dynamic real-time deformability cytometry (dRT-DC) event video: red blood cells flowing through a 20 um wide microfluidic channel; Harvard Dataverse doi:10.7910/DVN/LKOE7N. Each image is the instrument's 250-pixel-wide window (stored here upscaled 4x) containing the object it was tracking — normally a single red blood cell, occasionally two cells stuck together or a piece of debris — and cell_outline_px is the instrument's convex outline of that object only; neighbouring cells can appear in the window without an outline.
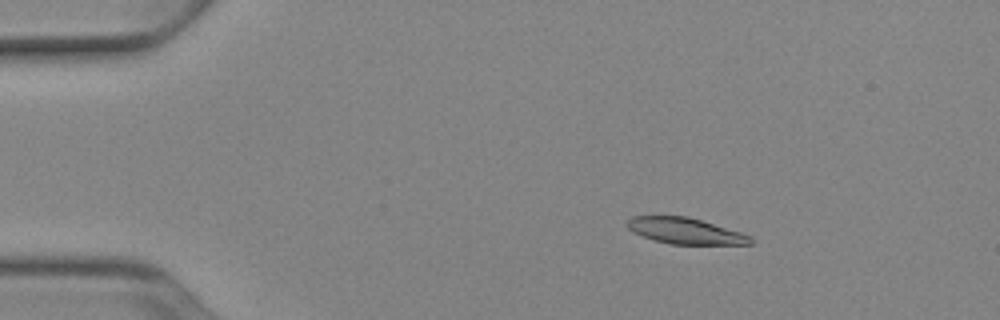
{"species": "Egyptian fruit bat (a non-hibernating species)", "species_latin": "Rousettus aegyptiacus", "temperature_condition": "cold", "stored_images_in_passage": 25, "camera_frame_rate_fps": 3000, "um_per_image_px": 0.085, "animal": {"sex": "female"}, "frame": {"image": 1, "passage_image": 8, "time_ms": 2.333, "image_size_px": [1000, 320], "cell_outline_px": [[752, 244], [672, 244], [640, 236], [632, 232], [624, 224], [632, 216], [688, 216], [740, 232], [752, 236]], "centroid_in_image_um": [58.21, 19.62], "position_along_channel_um": 26.8, "area_um2": 18.67}}
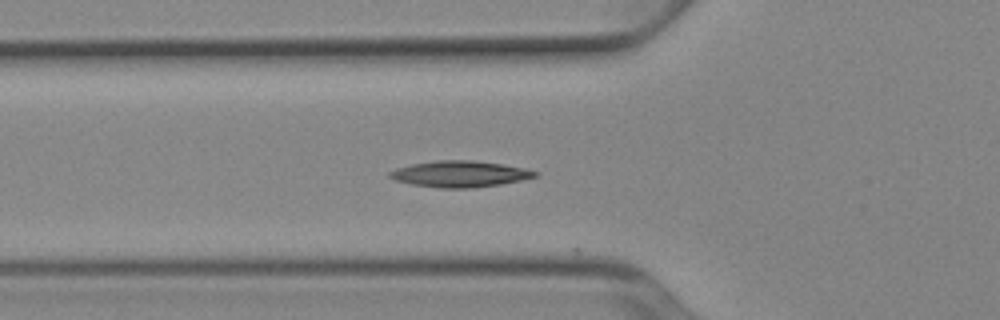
{"frame": {"image": 2, "passage_image": 18, "time_ms": 5.667, "image_size_px": [1000, 320], "cell_outline_px": [[536, 176], [520, 180], [500, 184], [472, 188], [440, 188], [412, 184], [396, 180], [388, 176], [388, 172], [396, 168], [412, 164], [436, 160], [472, 160], [500, 164], [524, 168], [536, 172]], "centroid_in_image_um": [39.03, 14.78], "position_along_channel_um": 86.8, "area_um2": 21.91}}
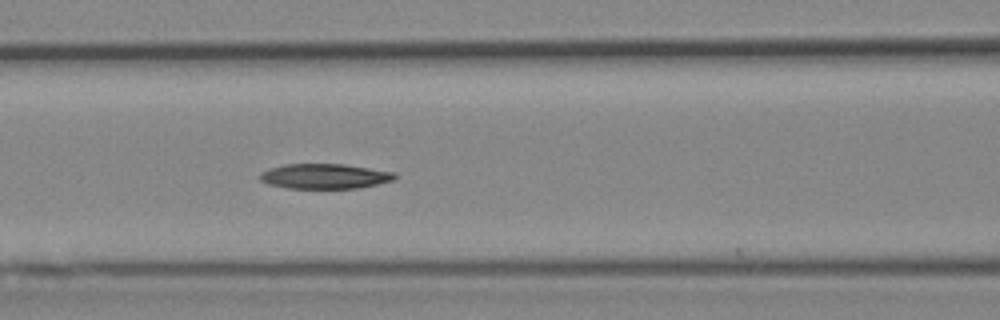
{"frame": {"image": 3, "passage_image": 22, "time_ms": 7.0, "image_size_px": [1000, 320], "cell_outline_px": [[396, 176], [392, 180], [376, 184], [356, 188], [288, 188], [268, 184], [260, 180], [260, 172], [268, 168], [284, 164], [344, 164], [396, 172]], "centroid_in_image_um": [27.56, 14.97], "position_along_channel_um": 139.0, "area_um2": 19.59}}